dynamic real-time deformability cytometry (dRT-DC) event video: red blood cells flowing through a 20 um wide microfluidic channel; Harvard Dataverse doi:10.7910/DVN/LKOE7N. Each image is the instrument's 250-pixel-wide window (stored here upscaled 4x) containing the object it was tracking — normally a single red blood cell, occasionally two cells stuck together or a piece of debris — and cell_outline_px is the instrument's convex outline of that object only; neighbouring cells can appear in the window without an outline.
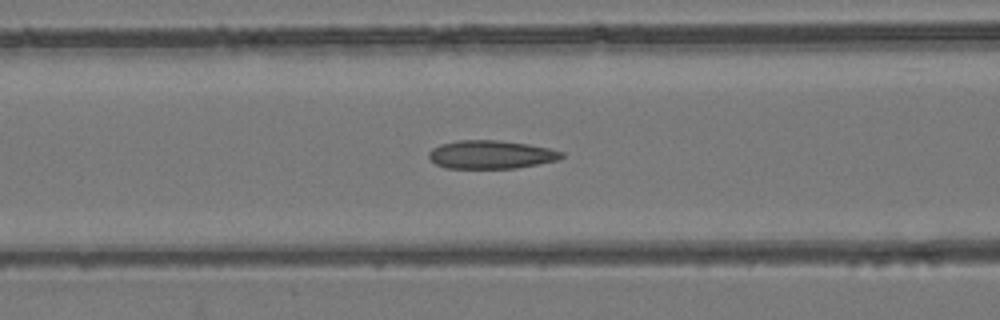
{"species": "common noctule bat (a hibernating species)", "species_latin": "Nyctalus noctula", "temperature_condition": "room temperature", "stored_images_in_passage": 53, "camera_frame_rate_fps": 3000, "um_per_image_px": 0.085, "animal": {"sex": "female", "body_mass_g": 24.6, "forearm_length_mm": 56.2}, "frame": {"image": 1, "passage_image": 22, "time_ms": 7.0, "image_size_px": [1000, 320], "cell_outline_px": [[564, 156], [560, 160], [516, 168], [444, 168], [436, 164], [428, 156], [428, 152], [432, 148], [440, 144], [456, 140], [500, 140], [528, 144], [548, 148], [564, 152]], "centroid_in_image_um": [41.74, 13.13], "position_along_channel_um": 124.9, "area_um2": 22.08}}
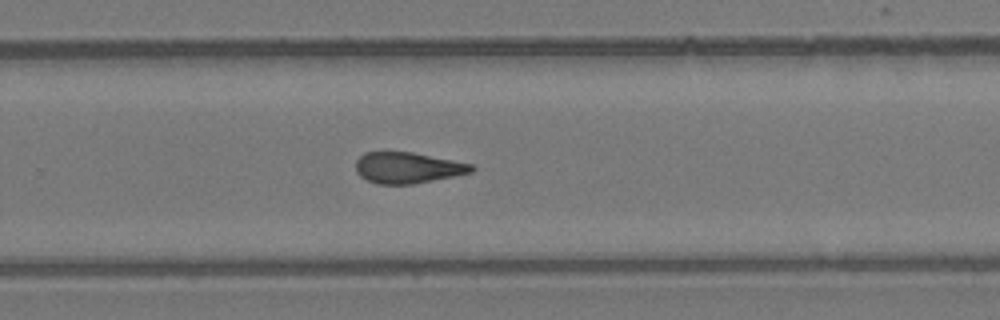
{"frame": {"image": 2, "passage_image": 35, "time_ms": 11.333, "image_size_px": [1000, 320], "cell_outline_px": [[476, 168], [472, 172], [456, 176], [412, 184], [376, 184], [360, 176], [356, 172], [356, 160], [364, 152], [412, 152], [472, 164]], "centroid_in_image_um": [34.65, 14.26], "position_along_channel_um": 295.2, "area_um2": 20.92}}
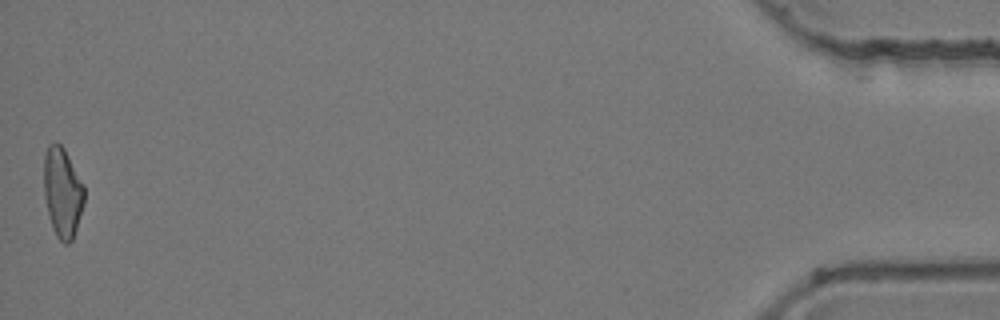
{"frame": {"image": 3, "passage_image": 53, "time_ms": 17.333, "image_size_px": [1000, 320], "cell_outline_px": [[84, 204], [72, 240], [68, 244], [64, 244], [56, 236], [52, 228], [48, 216], [44, 196], [44, 156], [48, 144], [60, 144], [64, 148], [84, 184]], "centroid_in_image_um": [5.31, 16.37], "position_along_channel_um": 429.9, "area_um2": 21.21}, "authors_computed_cell_mechanics": {"area_um2": 21.964, "velocity_mm_per_s": 3.9468, "shape_relaxation_time_tau1_ms": null, "shape_relaxation_time_tau2_ms": 3.2314, "deformation_change_tau1": null, "deformation_change_tau2": 0.0988}}